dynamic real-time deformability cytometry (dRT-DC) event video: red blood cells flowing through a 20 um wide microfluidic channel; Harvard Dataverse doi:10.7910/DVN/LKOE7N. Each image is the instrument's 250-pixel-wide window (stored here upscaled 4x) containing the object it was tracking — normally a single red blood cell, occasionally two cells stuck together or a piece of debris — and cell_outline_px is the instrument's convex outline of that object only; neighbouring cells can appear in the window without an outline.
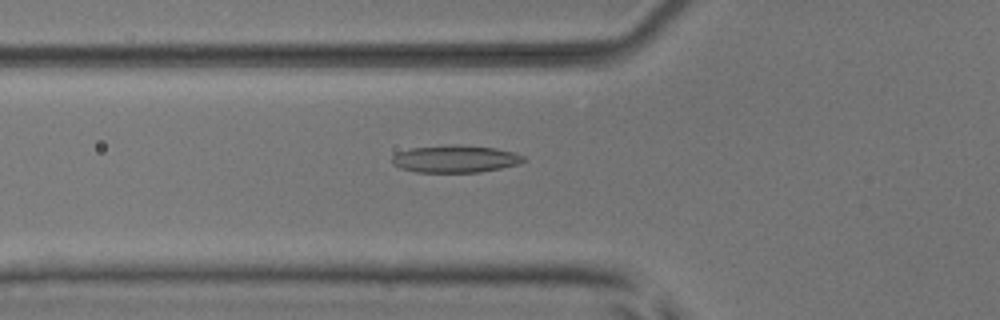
{"species": "common noctule bat (a hibernating species)", "species_latin": "Nyctalus noctula", "temperature_condition": "room temperature", "stored_images_in_passage": 53, "camera_frame_rate_fps": 3000, "um_per_image_px": 0.085, "animal": {"sex": "male", "body_mass_g": 17.9, "forearm_length_mm": 54.2}, "frame": {"image": 1, "passage_image": 19, "time_ms": 6.0, "image_size_px": [1000, 320], "cell_outline_px": [[524, 160], [520, 164], [480, 172], [416, 172], [400, 168], [392, 164], [392, 156], [396, 152], [412, 148], [496, 148], [512, 152], [524, 156]], "centroid_in_image_um": [38.67, 13.57], "position_along_channel_um": 87.1, "area_um2": 19.71}}
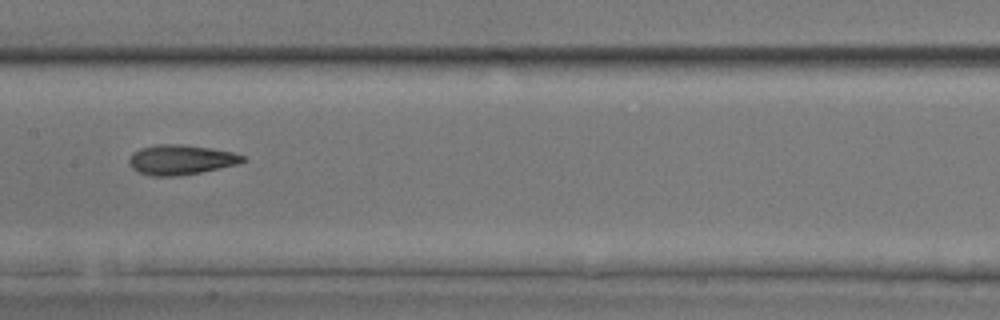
{"frame": {"image": 2, "passage_image": 27, "time_ms": 8.667, "image_size_px": [1000, 320], "cell_outline_px": [[248, 160], [236, 164], [220, 168], [180, 176], [152, 176], [136, 172], [128, 164], [128, 160], [132, 152], [140, 148], [156, 144], [180, 144], [212, 148], [232, 152], [248, 156]], "centroid_in_image_um": [15.36, 13.58], "position_along_channel_um": 192.0, "area_um2": 20.11}}
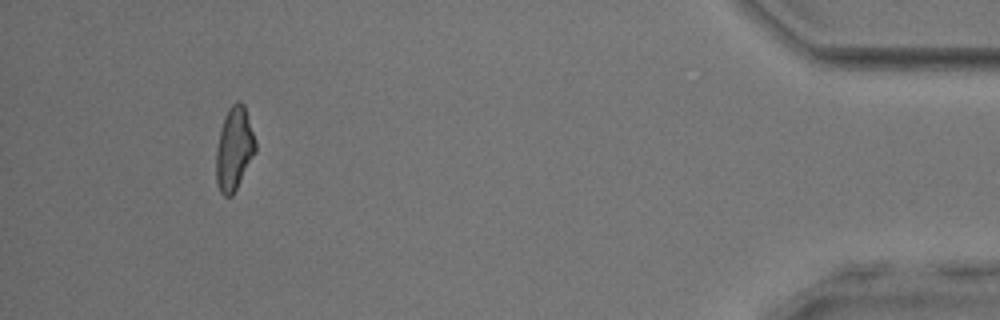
{"frame": {"image": 3, "passage_image": 49, "time_ms": 16.0, "image_size_px": [1000, 320], "cell_outline_px": [[256, 152], [232, 196], [224, 196], [220, 192], [216, 184], [216, 152], [220, 132], [224, 116], [228, 108], [236, 100], [240, 100], [244, 104], [256, 140]], "centroid_in_image_um": [19.91, 12.63], "position_along_channel_um": 415.3, "area_um2": 19.19}, "authors_computed_cell_mechanics": {"area_um2": 19.5942, "velocity_mm_per_s": 3.927, "shape_relaxation_time_tau1_ms": 3.3442, "shape_relaxation_time_tau2_ms": 2.1757, "deformation_change_tau1": 0.1523, "deformation_change_tau2": 0.0969}}